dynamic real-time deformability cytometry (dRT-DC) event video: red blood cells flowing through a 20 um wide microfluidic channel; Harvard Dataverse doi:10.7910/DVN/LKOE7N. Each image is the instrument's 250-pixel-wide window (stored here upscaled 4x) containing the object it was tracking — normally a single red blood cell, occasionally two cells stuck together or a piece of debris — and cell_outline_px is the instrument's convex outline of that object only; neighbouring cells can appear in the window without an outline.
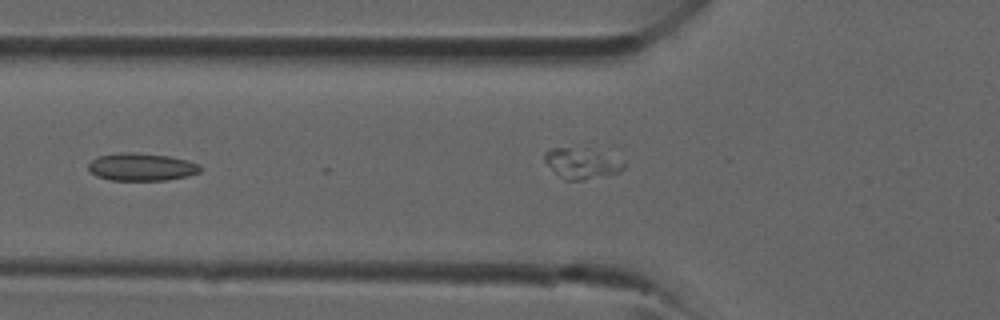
{"species": "common noctule bat (a hibernating species)", "species_latin": "Nyctalus noctula", "temperature_condition": "room temperature", "stored_images_in_passage": 15, "camera_frame_rate_fps": 3000, "um_per_image_px": 0.085, "animal": {"sex": "male", "forearm_length_mm": 52.5}, "frame": {"image": 1, "passage_image": 10, "time_ms": 3.0, "image_size_px": [1000, 320], "cell_outline_px": [[200, 172], [188, 176], [168, 180], [112, 180], [96, 176], [88, 168], [88, 164], [92, 160], [100, 156], [120, 152], [132, 152], [168, 156], [188, 160], [200, 164]], "centroid_in_image_um": [12.05, 14.19], "position_along_channel_um": 113.7, "area_um2": 17.98}}
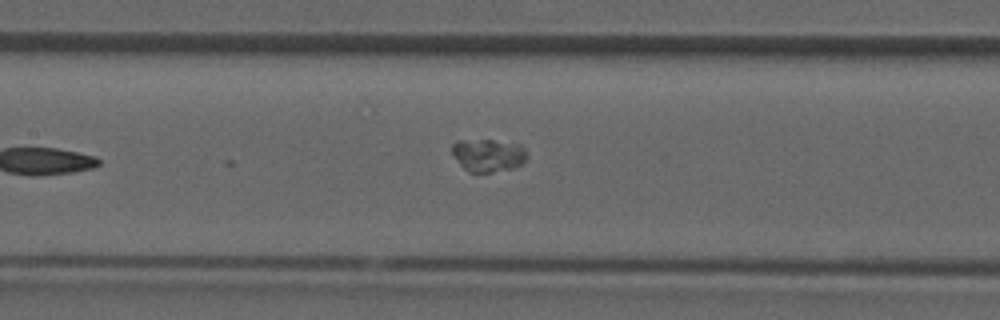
{"frame": {"image": 2, "passage_image": 15, "time_ms": 4.667, "image_size_px": [1000, 320], "cell_outline_px": [[528, 156], [520, 164], [512, 168], [492, 172], [468, 172], [460, 164], [452, 152], [452, 144], [460, 140], [492, 140], [520, 144], [524, 148]], "centroid_in_image_um": [41.5, 13.19], "position_along_channel_um": 165.9, "area_um2": 14.16}}